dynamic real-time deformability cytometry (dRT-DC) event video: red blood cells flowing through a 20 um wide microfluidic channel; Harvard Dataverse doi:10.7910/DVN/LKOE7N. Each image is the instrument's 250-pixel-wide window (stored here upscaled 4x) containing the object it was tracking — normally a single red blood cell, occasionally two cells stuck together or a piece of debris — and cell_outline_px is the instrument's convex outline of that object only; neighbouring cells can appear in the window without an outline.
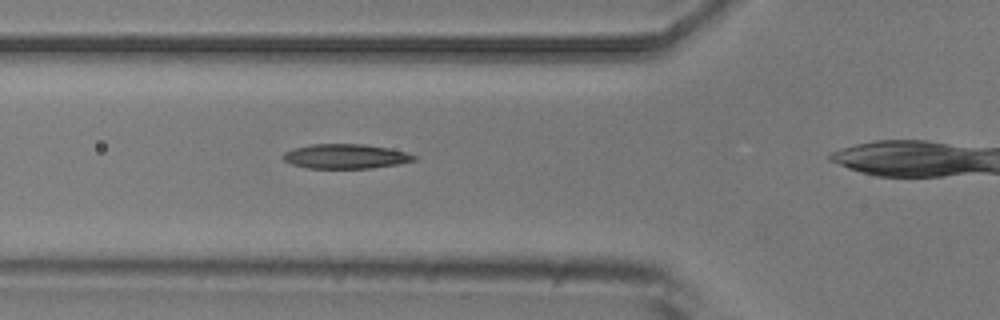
{"species": "common noctule bat (a hibernating species)", "species_latin": "Nyctalus noctula", "temperature_condition": "room temperature", "stored_images_in_passage": 3, "segment_of_instrument_passage": [1, 2], "camera_frame_rate_fps": 3000, "um_per_image_px": 0.085, "animal": {"sex": "male", "body_mass_g": 20.5, "forearm_length_mm": 52.5}, "frame": {"image": 1, "passage_image": 2, "time_ms": 1.0, "image_size_px": [1000, 320], "cell_outline_px": [[416, 160], [400, 164], [372, 168], [308, 168], [292, 164], [284, 160], [280, 156], [284, 152], [292, 148], [312, 144], [364, 144], [388, 148], [408, 152], [416, 156]], "centroid_in_image_um": [29.37, 13.28], "position_along_channel_um": 96.4, "area_um2": 18.9}}